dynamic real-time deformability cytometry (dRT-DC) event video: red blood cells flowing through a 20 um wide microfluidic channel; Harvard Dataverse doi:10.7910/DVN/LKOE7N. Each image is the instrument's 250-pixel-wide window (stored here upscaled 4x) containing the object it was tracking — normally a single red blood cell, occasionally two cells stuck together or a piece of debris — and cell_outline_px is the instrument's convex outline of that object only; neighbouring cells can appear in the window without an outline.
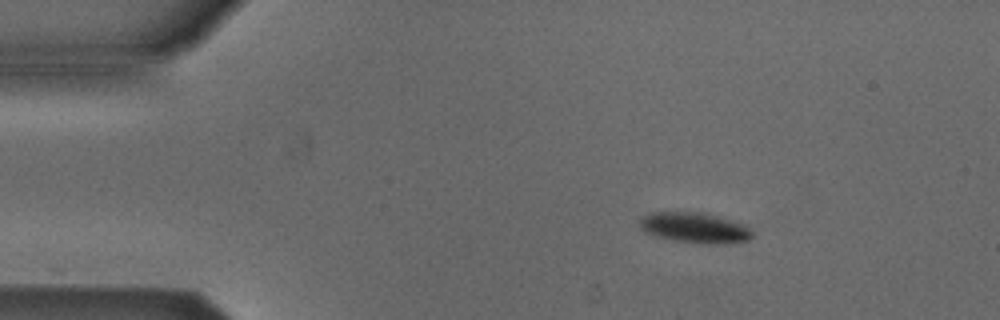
{"species": "Egyptian fruit bat (a non-hibernating species)", "species_latin": "Rousettus aegyptiacus", "temperature_condition": "cold", "stored_images_in_passage": 3, "camera_frame_rate_fps": 3000, "um_per_image_px": 0.085, "animal": {"sex": "male"}, "frame": {"image": 1, "passage_image": 1, "time_ms": 0.0, "image_size_px": [1000, 320], "cell_outline_px": [[752, 236], [748, 240], [716, 244], [712, 244], [676, 240], [644, 232], [640, 228], [640, 220], [644, 216], [652, 212], [700, 212], [748, 224], [752, 228]], "centroid_in_image_um": [59.11, 19.34], "position_along_channel_um": 25.9, "area_um2": 19.71}}
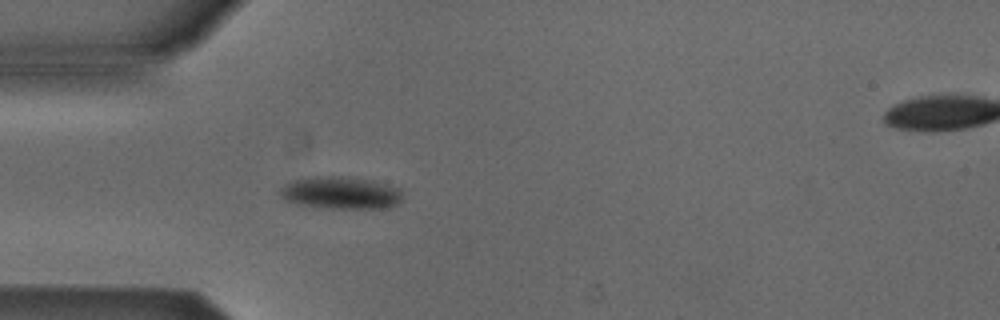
{"frame": {"image": 2, "passage_image": 3, "time_ms": 0.667, "image_size_px": [1000, 320], "cell_outline_px": [[404, 200], [400, 204], [384, 208], [328, 208], [296, 204], [284, 200], [276, 192], [284, 184], [292, 180], [332, 176], [364, 180], [384, 184], [400, 188]], "centroid_in_image_um": [28.94, 16.42], "position_along_channel_um": 56.1, "area_um2": 22.89}}